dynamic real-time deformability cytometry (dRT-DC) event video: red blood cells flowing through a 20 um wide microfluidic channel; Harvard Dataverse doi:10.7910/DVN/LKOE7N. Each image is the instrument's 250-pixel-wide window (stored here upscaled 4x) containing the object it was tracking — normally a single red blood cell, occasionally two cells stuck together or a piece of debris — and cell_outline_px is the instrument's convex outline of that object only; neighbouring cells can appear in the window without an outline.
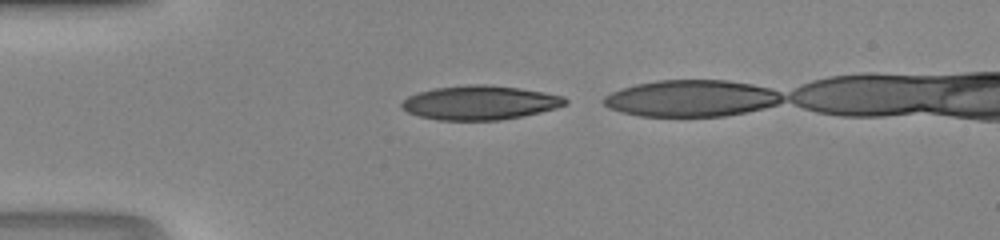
{"species": "human", "species_latin": "Homo sapiens", "temperature_condition": "room temperature", "stored_images_in_passage": 29, "camera_frame_rate_fps": 3000, "um_per_image_px": 0.085, "donor": {"sex": "male"}, "frame": {"image": 1, "passage_image": 1, "time_ms": 0.0, "image_size_px": [1000, 240], "cell_outline_px": [[568, 104], [556, 108], [540, 112], [520, 116], [496, 120], [440, 120], [420, 116], [408, 112], [400, 104], [408, 96], [420, 92], [436, 88], [468, 84], [488, 84], [520, 88], [564, 96], [568, 100]], "centroid_in_image_um": [40.82, 8.72], "position_along_channel_um": 44.2, "area_um2": 32.25}}
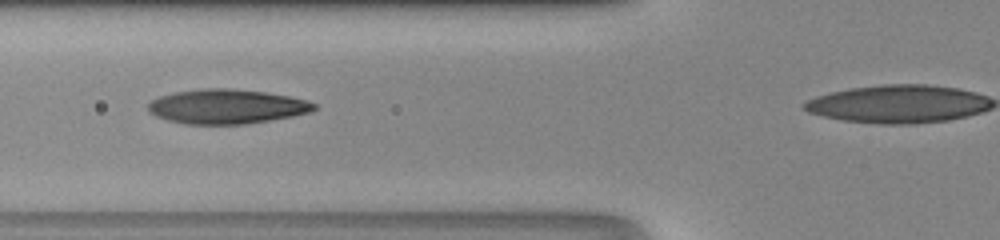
{"frame": {"image": 2, "passage_image": 7, "time_ms": 2.0, "image_size_px": [1000, 240], "cell_outline_px": [[316, 108], [312, 112], [292, 116], [244, 124], [188, 124], [168, 120], [156, 116], [148, 112], [148, 104], [152, 100], [160, 96], [176, 92], [204, 88], [228, 88], [264, 92], [288, 96], [304, 100], [316, 104]], "centroid_in_image_um": [19.25, 9.05], "position_along_channel_um": 106.5, "area_um2": 33.06}}
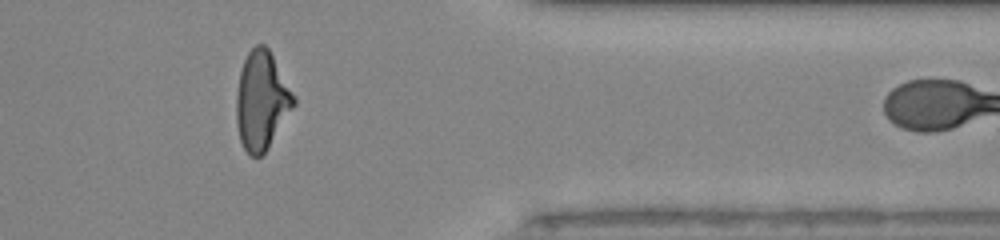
{"frame": {"image": 3, "passage_image": 27, "time_ms": 8.667, "image_size_px": [1000, 240], "cell_outline_px": [[296, 104], [268, 148], [260, 156], [252, 156], [244, 148], [240, 140], [236, 124], [236, 96], [240, 72], [244, 60], [248, 52], [256, 44], [264, 44], [268, 48], [296, 96]], "centroid_in_image_um": [22.25, 8.54], "position_along_channel_um": 389.2, "area_um2": 32.89}}